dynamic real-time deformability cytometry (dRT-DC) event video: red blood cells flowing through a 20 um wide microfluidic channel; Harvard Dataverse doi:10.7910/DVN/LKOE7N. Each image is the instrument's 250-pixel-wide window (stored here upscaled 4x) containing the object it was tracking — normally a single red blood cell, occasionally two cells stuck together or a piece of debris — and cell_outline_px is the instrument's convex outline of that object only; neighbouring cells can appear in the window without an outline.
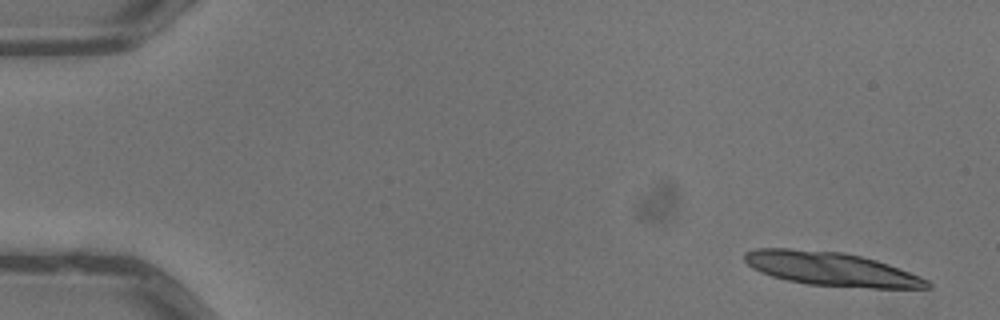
{"species": "common noctule bat (a hibernating species)", "species_latin": "Nyctalus noctula", "temperature_condition": "warm", "stored_images_in_passage": 5, "camera_frame_rate_fps": 3000, "um_per_image_px": 0.085, "animal": {"sex": "male", "body_mass_g": 13.3}, "frame": {"image": 1, "passage_image": 1, "time_ms": 0.0, "image_size_px": [1000, 320], "cell_outline_px": [[932, 288], [868, 288], [808, 284], [788, 280], [772, 276], [760, 272], [752, 268], [744, 260], [744, 252], [756, 248], [788, 248], [844, 252], [876, 260], [888, 264], [920, 276], [928, 280], [932, 284]], "centroid_in_image_um": [70.65, 22.86], "position_along_channel_um": 14.4, "area_um2": 35.95}}
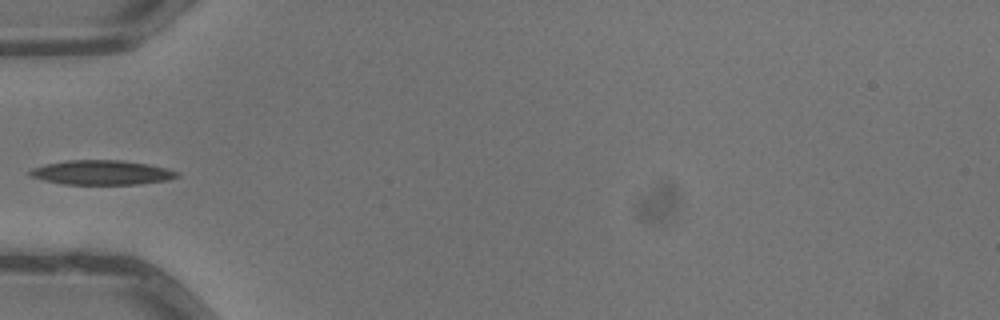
{"frame": {"image": 2, "passage_image": 5, "time_ms": 1.333, "image_size_px": [1000, 320], "cell_outline_px": [[180, 176], [168, 180], [140, 184], [64, 184], [44, 180], [28, 176], [28, 172], [32, 168], [44, 164], [68, 160], [120, 160], [148, 164], [180, 172]], "centroid_in_image_um": [8.63, 14.66], "position_along_channel_um": 76.4, "area_um2": 21.04}}